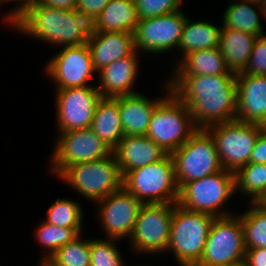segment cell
Here are the masks:
<instances>
[{
	"instance_id": "1",
	"label": "cell",
	"mask_w": 266,
	"mask_h": 266,
	"mask_svg": "<svg viewBox=\"0 0 266 266\" xmlns=\"http://www.w3.org/2000/svg\"><path fill=\"white\" fill-rule=\"evenodd\" d=\"M171 91L190 110L197 129L235 120L236 74L171 76Z\"/></svg>"
},
{
	"instance_id": "2",
	"label": "cell",
	"mask_w": 266,
	"mask_h": 266,
	"mask_svg": "<svg viewBox=\"0 0 266 266\" xmlns=\"http://www.w3.org/2000/svg\"><path fill=\"white\" fill-rule=\"evenodd\" d=\"M18 33L56 47L86 44L97 34V20L79 10H63L40 2L31 7L12 26Z\"/></svg>"
},
{
	"instance_id": "3",
	"label": "cell",
	"mask_w": 266,
	"mask_h": 266,
	"mask_svg": "<svg viewBox=\"0 0 266 266\" xmlns=\"http://www.w3.org/2000/svg\"><path fill=\"white\" fill-rule=\"evenodd\" d=\"M214 218L175 203L166 253H172L179 266H195L202 257Z\"/></svg>"
},
{
	"instance_id": "4",
	"label": "cell",
	"mask_w": 266,
	"mask_h": 266,
	"mask_svg": "<svg viewBox=\"0 0 266 266\" xmlns=\"http://www.w3.org/2000/svg\"><path fill=\"white\" fill-rule=\"evenodd\" d=\"M57 178L94 203L123 187V176L113 152L99 160L68 166Z\"/></svg>"
},
{
	"instance_id": "5",
	"label": "cell",
	"mask_w": 266,
	"mask_h": 266,
	"mask_svg": "<svg viewBox=\"0 0 266 266\" xmlns=\"http://www.w3.org/2000/svg\"><path fill=\"white\" fill-rule=\"evenodd\" d=\"M234 172L223 169L202 179L184 183L179 188L177 204L200 213L225 217L233 213L223 210V205L234 196Z\"/></svg>"
},
{
	"instance_id": "6",
	"label": "cell",
	"mask_w": 266,
	"mask_h": 266,
	"mask_svg": "<svg viewBox=\"0 0 266 266\" xmlns=\"http://www.w3.org/2000/svg\"><path fill=\"white\" fill-rule=\"evenodd\" d=\"M197 130L187 106L171 91L154 109L147 137L167 154L180 148Z\"/></svg>"
},
{
	"instance_id": "7",
	"label": "cell",
	"mask_w": 266,
	"mask_h": 266,
	"mask_svg": "<svg viewBox=\"0 0 266 266\" xmlns=\"http://www.w3.org/2000/svg\"><path fill=\"white\" fill-rule=\"evenodd\" d=\"M123 187L142 203H177L179 188L171 154L127 172L123 176Z\"/></svg>"
},
{
	"instance_id": "8",
	"label": "cell",
	"mask_w": 266,
	"mask_h": 266,
	"mask_svg": "<svg viewBox=\"0 0 266 266\" xmlns=\"http://www.w3.org/2000/svg\"><path fill=\"white\" fill-rule=\"evenodd\" d=\"M171 156L178 188L223 170L214 139L206 129H197Z\"/></svg>"
},
{
	"instance_id": "9",
	"label": "cell",
	"mask_w": 266,
	"mask_h": 266,
	"mask_svg": "<svg viewBox=\"0 0 266 266\" xmlns=\"http://www.w3.org/2000/svg\"><path fill=\"white\" fill-rule=\"evenodd\" d=\"M206 130L214 139L223 169L235 173L249 163L263 127L260 124L241 122L235 119L211 125Z\"/></svg>"
},
{
	"instance_id": "10",
	"label": "cell",
	"mask_w": 266,
	"mask_h": 266,
	"mask_svg": "<svg viewBox=\"0 0 266 266\" xmlns=\"http://www.w3.org/2000/svg\"><path fill=\"white\" fill-rule=\"evenodd\" d=\"M175 203H143L128 238L132 253L145 256L166 253Z\"/></svg>"
},
{
	"instance_id": "11",
	"label": "cell",
	"mask_w": 266,
	"mask_h": 266,
	"mask_svg": "<svg viewBox=\"0 0 266 266\" xmlns=\"http://www.w3.org/2000/svg\"><path fill=\"white\" fill-rule=\"evenodd\" d=\"M240 215L214 218L200 261L195 266H226L245 258Z\"/></svg>"
},
{
	"instance_id": "12",
	"label": "cell",
	"mask_w": 266,
	"mask_h": 266,
	"mask_svg": "<svg viewBox=\"0 0 266 266\" xmlns=\"http://www.w3.org/2000/svg\"><path fill=\"white\" fill-rule=\"evenodd\" d=\"M57 133L49 160V169L53 176L58 177L73 164L99 160L112 153V149L91 128Z\"/></svg>"
},
{
	"instance_id": "13",
	"label": "cell",
	"mask_w": 266,
	"mask_h": 266,
	"mask_svg": "<svg viewBox=\"0 0 266 266\" xmlns=\"http://www.w3.org/2000/svg\"><path fill=\"white\" fill-rule=\"evenodd\" d=\"M186 18V14L181 9L177 12L139 20L134 32L135 50L152 55H163L171 50H177Z\"/></svg>"
},
{
	"instance_id": "14",
	"label": "cell",
	"mask_w": 266,
	"mask_h": 266,
	"mask_svg": "<svg viewBox=\"0 0 266 266\" xmlns=\"http://www.w3.org/2000/svg\"><path fill=\"white\" fill-rule=\"evenodd\" d=\"M101 98L96 85L56 90L57 132L90 128Z\"/></svg>"
},
{
	"instance_id": "15",
	"label": "cell",
	"mask_w": 266,
	"mask_h": 266,
	"mask_svg": "<svg viewBox=\"0 0 266 266\" xmlns=\"http://www.w3.org/2000/svg\"><path fill=\"white\" fill-rule=\"evenodd\" d=\"M61 49V50H60ZM45 66L44 72L54 81L55 90L93 86L89 84L97 74L88 44L61 47Z\"/></svg>"
},
{
	"instance_id": "16",
	"label": "cell",
	"mask_w": 266,
	"mask_h": 266,
	"mask_svg": "<svg viewBox=\"0 0 266 266\" xmlns=\"http://www.w3.org/2000/svg\"><path fill=\"white\" fill-rule=\"evenodd\" d=\"M142 202L124 187L96 202V216L106 238L123 240L131 236Z\"/></svg>"
},
{
	"instance_id": "17",
	"label": "cell",
	"mask_w": 266,
	"mask_h": 266,
	"mask_svg": "<svg viewBox=\"0 0 266 266\" xmlns=\"http://www.w3.org/2000/svg\"><path fill=\"white\" fill-rule=\"evenodd\" d=\"M237 103L235 119L262 125L266 121V76L236 74Z\"/></svg>"
},
{
	"instance_id": "18",
	"label": "cell",
	"mask_w": 266,
	"mask_h": 266,
	"mask_svg": "<svg viewBox=\"0 0 266 266\" xmlns=\"http://www.w3.org/2000/svg\"><path fill=\"white\" fill-rule=\"evenodd\" d=\"M139 52L135 51L132 55L121 58L103 67L97 73L98 86L102 97H119L137 93L134 85L140 72Z\"/></svg>"
},
{
	"instance_id": "19",
	"label": "cell",
	"mask_w": 266,
	"mask_h": 266,
	"mask_svg": "<svg viewBox=\"0 0 266 266\" xmlns=\"http://www.w3.org/2000/svg\"><path fill=\"white\" fill-rule=\"evenodd\" d=\"M164 96L148 99L140 92L118 97V108L125 135H147L155 107L171 92L168 80L164 83Z\"/></svg>"
},
{
	"instance_id": "20",
	"label": "cell",
	"mask_w": 266,
	"mask_h": 266,
	"mask_svg": "<svg viewBox=\"0 0 266 266\" xmlns=\"http://www.w3.org/2000/svg\"><path fill=\"white\" fill-rule=\"evenodd\" d=\"M120 172H127L163 159L167 153L146 135H125L112 150Z\"/></svg>"
},
{
	"instance_id": "21",
	"label": "cell",
	"mask_w": 266,
	"mask_h": 266,
	"mask_svg": "<svg viewBox=\"0 0 266 266\" xmlns=\"http://www.w3.org/2000/svg\"><path fill=\"white\" fill-rule=\"evenodd\" d=\"M87 44L97 72L136 51L134 34L131 32H97Z\"/></svg>"
},
{
	"instance_id": "22",
	"label": "cell",
	"mask_w": 266,
	"mask_h": 266,
	"mask_svg": "<svg viewBox=\"0 0 266 266\" xmlns=\"http://www.w3.org/2000/svg\"><path fill=\"white\" fill-rule=\"evenodd\" d=\"M181 57L177 58L171 76L235 74L227 68L219 47L193 51Z\"/></svg>"
},
{
	"instance_id": "23",
	"label": "cell",
	"mask_w": 266,
	"mask_h": 266,
	"mask_svg": "<svg viewBox=\"0 0 266 266\" xmlns=\"http://www.w3.org/2000/svg\"><path fill=\"white\" fill-rule=\"evenodd\" d=\"M257 37L250 33L222 27L219 49L230 71L235 74L244 71Z\"/></svg>"
},
{
	"instance_id": "24",
	"label": "cell",
	"mask_w": 266,
	"mask_h": 266,
	"mask_svg": "<svg viewBox=\"0 0 266 266\" xmlns=\"http://www.w3.org/2000/svg\"><path fill=\"white\" fill-rule=\"evenodd\" d=\"M91 130L112 150L125 136L118 108V97H102L95 110Z\"/></svg>"
},
{
	"instance_id": "25",
	"label": "cell",
	"mask_w": 266,
	"mask_h": 266,
	"mask_svg": "<svg viewBox=\"0 0 266 266\" xmlns=\"http://www.w3.org/2000/svg\"><path fill=\"white\" fill-rule=\"evenodd\" d=\"M261 16L262 19L265 18L264 6L243 0H232L222 15V27L262 36L265 32Z\"/></svg>"
},
{
	"instance_id": "26",
	"label": "cell",
	"mask_w": 266,
	"mask_h": 266,
	"mask_svg": "<svg viewBox=\"0 0 266 266\" xmlns=\"http://www.w3.org/2000/svg\"><path fill=\"white\" fill-rule=\"evenodd\" d=\"M98 32H131L139 22L134 0H110L97 17Z\"/></svg>"
},
{
	"instance_id": "27",
	"label": "cell",
	"mask_w": 266,
	"mask_h": 266,
	"mask_svg": "<svg viewBox=\"0 0 266 266\" xmlns=\"http://www.w3.org/2000/svg\"><path fill=\"white\" fill-rule=\"evenodd\" d=\"M207 20L192 21L187 17L177 50L184 56L187 53L219 47L222 25Z\"/></svg>"
},
{
	"instance_id": "28",
	"label": "cell",
	"mask_w": 266,
	"mask_h": 266,
	"mask_svg": "<svg viewBox=\"0 0 266 266\" xmlns=\"http://www.w3.org/2000/svg\"><path fill=\"white\" fill-rule=\"evenodd\" d=\"M235 193L241 192L248 203H256L266 192V164L248 163L235 173Z\"/></svg>"
},
{
	"instance_id": "29",
	"label": "cell",
	"mask_w": 266,
	"mask_h": 266,
	"mask_svg": "<svg viewBox=\"0 0 266 266\" xmlns=\"http://www.w3.org/2000/svg\"><path fill=\"white\" fill-rule=\"evenodd\" d=\"M43 221V222H42ZM35 228V237L44 250L39 261L47 262L48 259L66 243L73 241L83 233L82 228H65L49 224L42 220Z\"/></svg>"
},
{
	"instance_id": "30",
	"label": "cell",
	"mask_w": 266,
	"mask_h": 266,
	"mask_svg": "<svg viewBox=\"0 0 266 266\" xmlns=\"http://www.w3.org/2000/svg\"><path fill=\"white\" fill-rule=\"evenodd\" d=\"M245 249L266 248V210L256 203L240 214Z\"/></svg>"
},
{
	"instance_id": "31",
	"label": "cell",
	"mask_w": 266,
	"mask_h": 266,
	"mask_svg": "<svg viewBox=\"0 0 266 266\" xmlns=\"http://www.w3.org/2000/svg\"><path fill=\"white\" fill-rule=\"evenodd\" d=\"M73 199L58 198L47 210L45 222L65 228H83L84 211Z\"/></svg>"
},
{
	"instance_id": "32",
	"label": "cell",
	"mask_w": 266,
	"mask_h": 266,
	"mask_svg": "<svg viewBox=\"0 0 266 266\" xmlns=\"http://www.w3.org/2000/svg\"><path fill=\"white\" fill-rule=\"evenodd\" d=\"M77 236L60 247L47 261L51 266H91L90 239Z\"/></svg>"
},
{
	"instance_id": "33",
	"label": "cell",
	"mask_w": 266,
	"mask_h": 266,
	"mask_svg": "<svg viewBox=\"0 0 266 266\" xmlns=\"http://www.w3.org/2000/svg\"><path fill=\"white\" fill-rule=\"evenodd\" d=\"M119 241V239L105 237L90 239L91 266H126L117 247Z\"/></svg>"
},
{
	"instance_id": "34",
	"label": "cell",
	"mask_w": 266,
	"mask_h": 266,
	"mask_svg": "<svg viewBox=\"0 0 266 266\" xmlns=\"http://www.w3.org/2000/svg\"><path fill=\"white\" fill-rule=\"evenodd\" d=\"M139 20L177 12L183 0H134Z\"/></svg>"
},
{
	"instance_id": "35",
	"label": "cell",
	"mask_w": 266,
	"mask_h": 266,
	"mask_svg": "<svg viewBox=\"0 0 266 266\" xmlns=\"http://www.w3.org/2000/svg\"><path fill=\"white\" fill-rule=\"evenodd\" d=\"M244 74L266 76V34L258 36Z\"/></svg>"
},
{
	"instance_id": "36",
	"label": "cell",
	"mask_w": 266,
	"mask_h": 266,
	"mask_svg": "<svg viewBox=\"0 0 266 266\" xmlns=\"http://www.w3.org/2000/svg\"><path fill=\"white\" fill-rule=\"evenodd\" d=\"M17 2L13 9L7 11L2 18V22L9 25L11 27L17 20H19L31 7H33L39 0H0V6L2 7L3 4H7L9 2ZM1 9V8H0Z\"/></svg>"
},
{
	"instance_id": "37",
	"label": "cell",
	"mask_w": 266,
	"mask_h": 266,
	"mask_svg": "<svg viewBox=\"0 0 266 266\" xmlns=\"http://www.w3.org/2000/svg\"><path fill=\"white\" fill-rule=\"evenodd\" d=\"M110 0H76L75 9L94 16L96 19Z\"/></svg>"
},
{
	"instance_id": "38",
	"label": "cell",
	"mask_w": 266,
	"mask_h": 266,
	"mask_svg": "<svg viewBox=\"0 0 266 266\" xmlns=\"http://www.w3.org/2000/svg\"><path fill=\"white\" fill-rule=\"evenodd\" d=\"M249 163L266 164V132L264 130L258 136Z\"/></svg>"
},
{
	"instance_id": "39",
	"label": "cell",
	"mask_w": 266,
	"mask_h": 266,
	"mask_svg": "<svg viewBox=\"0 0 266 266\" xmlns=\"http://www.w3.org/2000/svg\"><path fill=\"white\" fill-rule=\"evenodd\" d=\"M245 259L249 266H266V248L246 249Z\"/></svg>"
},
{
	"instance_id": "40",
	"label": "cell",
	"mask_w": 266,
	"mask_h": 266,
	"mask_svg": "<svg viewBox=\"0 0 266 266\" xmlns=\"http://www.w3.org/2000/svg\"><path fill=\"white\" fill-rule=\"evenodd\" d=\"M39 2L49 7L63 10H74L76 5V0H39Z\"/></svg>"
},
{
	"instance_id": "41",
	"label": "cell",
	"mask_w": 266,
	"mask_h": 266,
	"mask_svg": "<svg viewBox=\"0 0 266 266\" xmlns=\"http://www.w3.org/2000/svg\"><path fill=\"white\" fill-rule=\"evenodd\" d=\"M262 209L266 210V192L256 202Z\"/></svg>"
},
{
	"instance_id": "42",
	"label": "cell",
	"mask_w": 266,
	"mask_h": 266,
	"mask_svg": "<svg viewBox=\"0 0 266 266\" xmlns=\"http://www.w3.org/2000/svg\"><path fill=\"white\" fill-rule=\"evenodd\" d=\"M226 266H249L247 260L244 258L242 260H239L237 262L230 263Z\"/></svg>"
},
{
	"instance_id": "43",
	"label": "cell",
	"mask_w": 266,
	"mask_h": 266,
	"mask_svg": "<svg viewBox=\"0 0 266 266\" xmlns=\"http://www.w3.org/2000/svg\"><path fill=\"white\" fill-rule=\"evenodd\" d=\"M243 1H248V2H251V3L259 4L261 6H265L266 5V0H243Z\"/></svg>"
},
{
	"instance_id": "44",
	"label": "cell",
	"mask_w": 266,
	"mask_h": 266,
	"mask_svg": "<svg viewBox=\"0 0 266 266\" xmlns=\"http://www.w3.org/2000/svg\"><path fill=\"white\" fill-rule=\"evenodd\" d=\"M37 265L38 266H51L47 262H43V261H40L39 264H37Z\"/></svg>"
},
{
	"instance_id": "45",
	"label": "cell",
	"mask_w": 266,
	"mask_h": 266,
	"mask_svg": "<svg viewBox=\"0 0 266 266\" xmlns=\"http://www.w3.org/2000/svg\"><path fill=\"white\" fill-rule=\"evenodd\" d=\"M263 130L266 132V121L262 124Z\"/></svg>"
},
{
	"instance_id": "46",
	"label": "cell",
	"mask_w": 266,
	"mask_h": 266,
	"mask_svg": "<svg viewBox=\"0 0 266 266\" xmlns=\"http://www.w3.org/2000/svg\"><path fill=\"white\" fill-rule=\"evenodd\" d=\"M264 9H265V21H266V5L264 6Z\"/></svg>"
}]
</instances>
